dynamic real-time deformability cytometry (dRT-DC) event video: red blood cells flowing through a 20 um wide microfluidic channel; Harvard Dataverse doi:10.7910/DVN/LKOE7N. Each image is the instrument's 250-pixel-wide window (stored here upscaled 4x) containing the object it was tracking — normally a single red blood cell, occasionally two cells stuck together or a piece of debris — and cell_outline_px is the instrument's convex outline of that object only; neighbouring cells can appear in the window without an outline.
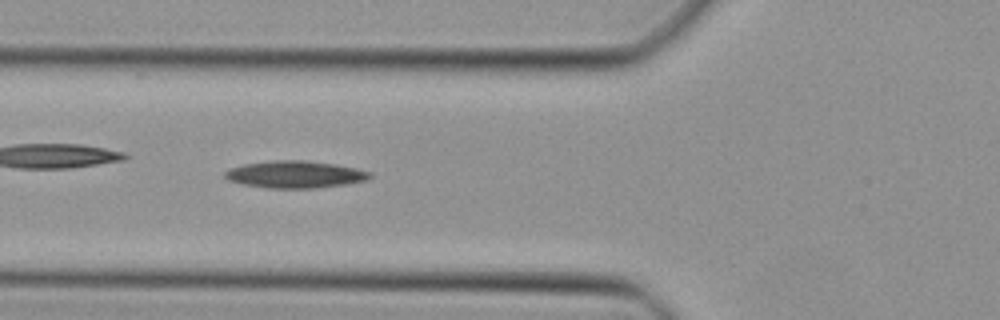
{"species": "Egyptian fruit bat (a non-hibernating species)", "species_latin": "Rousettus aegyptiacus", "temperature_condition": "cold", "stored_images_in_passage": 47, "camera_frame_rate_fps": 3000, "um_per_image_px": 0.085, "animal": {"sex": "female"}, "frame": {"image": 1, "passage_image": 16, "time_ms": 5.0, "image_size_px": [1000, 320], "cell_outline_px": [[372, 176], [364, 180], [348, 184], [316, 188], [268, 188], [244, 184], [228, 180], [224, 176], [224, 172], [232, 168], [244, 164], [276, 160], [308, 160], [336, 164], [356, 168], [372, 172]], "centroid_in_image_um": [25.11, 14.82], "position_along_channel_um": 100.7, "area_um2": 22.89}}
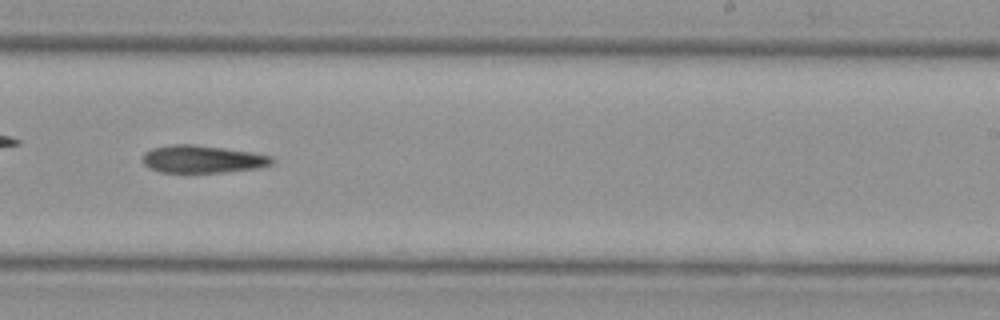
{"frame": {"image": 2, "passage_image": 28, "time_ms": 9.0, "image_size_px": [1000, 320], "cell_outline_px": [[276, 160], [272, 164], [260, 168], [224, 172], [160, 172], [148, 168], [144, 164], [144, 152], [152, 148], [172, 144], [196, 144], [252, 152], [272, 156]], "centroid_in_image_um": [17.24, 13.52], "position_along_channel_um": 271.8, "area_um2": 20.92}}
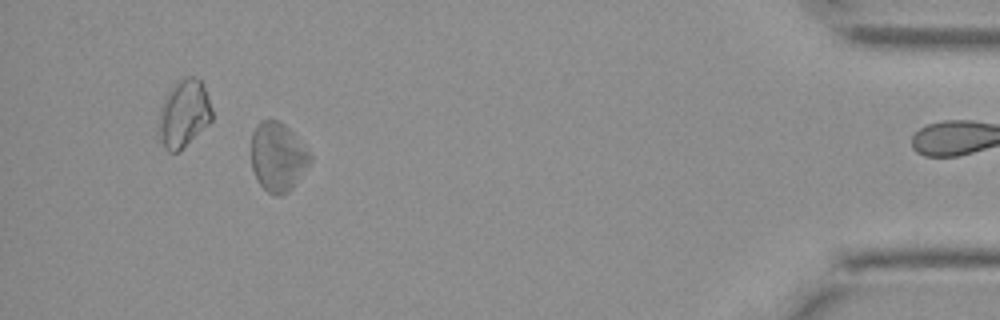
{"frame": {"image": 3, "passage_image": 42, "time_ms": 13.667, "image_size_px": [1000, 320], "cell_outline_px": [[312, 160], [292, 188], [288, 192], [280, 196], [276, 196], [268, 192], [256, 180], [252, 168], [252, 132], [256, 124], [260, 120], [276, 120], [284, 124], [292, 132], [312, 156]], "centroid_in_image_um": [23.59, 13.34], "position_along_channel_um": 411.6, "area_um2": 23.52}}